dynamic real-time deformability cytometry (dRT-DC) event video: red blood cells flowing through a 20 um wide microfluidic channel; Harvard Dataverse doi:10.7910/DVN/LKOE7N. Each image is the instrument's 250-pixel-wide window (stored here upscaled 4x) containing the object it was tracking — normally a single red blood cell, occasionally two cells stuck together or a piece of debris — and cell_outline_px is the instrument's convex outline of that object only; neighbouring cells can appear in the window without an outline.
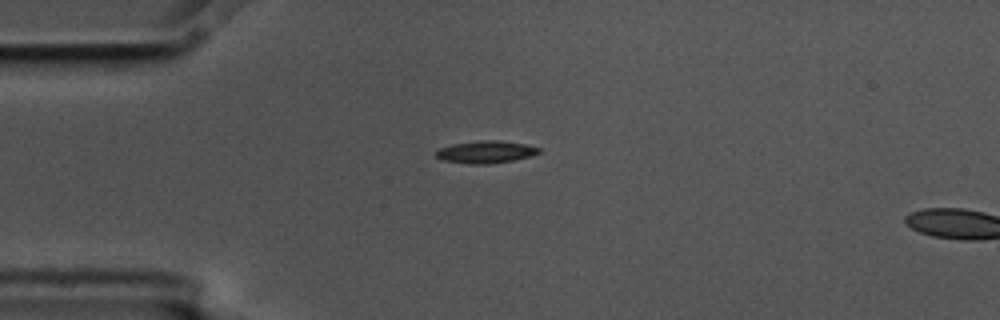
{"species": "common noctule bat (a hibernating species)", "species_latin": "Nyctalus noctula", "temperature_condition": "cold", "stored_images_in_passage": 4, "camera_frame_rate_fps": 3000, "um_per_image_px": 0.085, "animal": {"sex": "male", "body_mass_g": 17.5, "forearm_length_mm": 52.3}, "frame": {"image": 1, "passage_image": 3, "time_ms": 0.667, "image_size_px": [1000, 320], "cell_outline_px": [[540, 152], [532, 156], [512, 160], [488, 164], [468, 164], [444, 160], [436, 156], [436, 152], [440, 148], [452, 144], [480, 140], [496, 140], [524, 144], [540, 148]], "centroid_in_image_um": [41.29, 12.92], "position_along_channel_um": 43.7, "area_um2": 13.24}}